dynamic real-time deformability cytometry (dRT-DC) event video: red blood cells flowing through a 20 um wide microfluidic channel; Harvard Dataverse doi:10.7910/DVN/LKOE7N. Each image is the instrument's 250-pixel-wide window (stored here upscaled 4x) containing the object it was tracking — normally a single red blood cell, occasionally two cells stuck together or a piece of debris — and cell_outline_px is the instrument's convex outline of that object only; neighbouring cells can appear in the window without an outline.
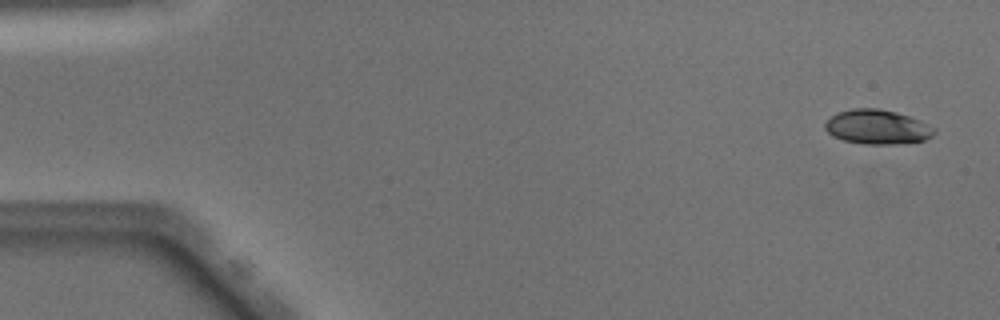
{"species": "Egyptian fruit bat (a non-hibernating species)", "species_latin": "Rousettus aegyptiacus", "temperature_condition": "warm", "stored_images_in_passage": 50, "camera_frame_rate_fps": 3000, "um_per_image_px": 0.085, "animal": {"sex": "male"}, "frame": {"image": 1, "passage_image": 2, "time_ms": 0.333, "image_size_px": [1000, 320], "cell_outline_px": [[936, 132], [932, 136], [924, 140], [896, 144], [864, 144], [844, 140], [832, 136], [824, 128], [824, 124], [832, 116], [840, 112], [852, 108], [880, 108], [896, 112], [920, 120], [936, 128]], "centroid_in_image_um": [74.58, 10.79], "position_along_channel_um": 10.4, "area_um2": 21.91}}
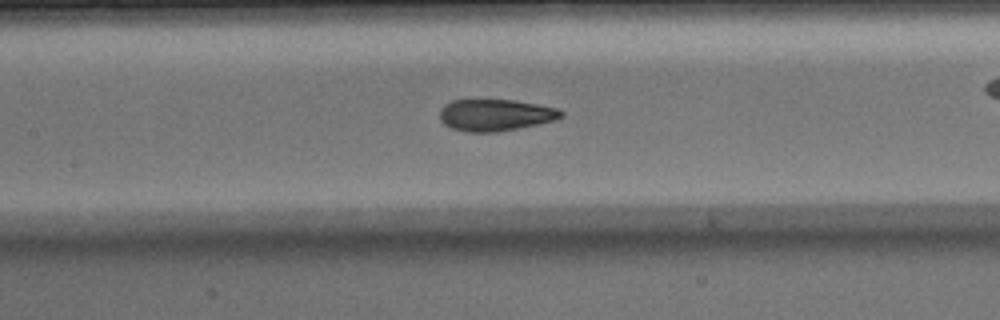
{"frame": {"image": 2, "passage_image": 23, "time_ms": 7.333, "image_size_px": [1000, 320], "cell_outline_px": [[564, 116], [556, 120], [496, 132], [464, 132], [452, 128], [444, 124], [440, 120], [440, 108], [444, 104], [452, 100], [512, 100], [560, 108], [564, 112]], "centroid_in_image_um": [42.1, 9.77], "position_along_channel_um": 165.3, "area_um2": 22.48}}
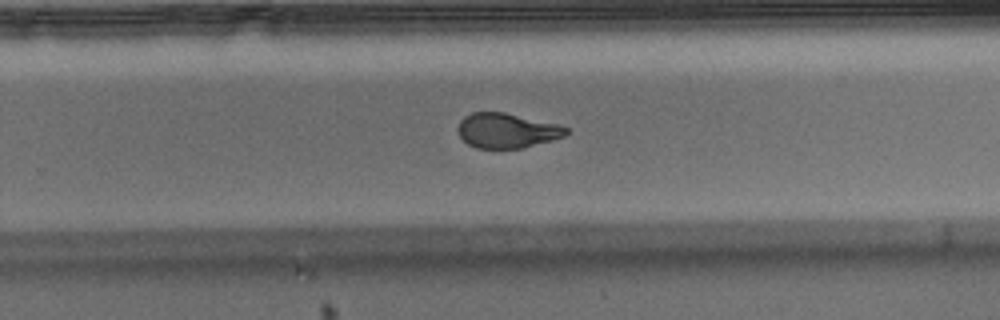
{"frame": {"image": 3, "passage_image": 32, "time_ms": 10.333, "image_size_px": [1000, 320], "cell_outline_px": [[568, 132], [564, 136], [552, 140], [520, 148], [476, 148], [468, 144], [460, 136], [456, 128], [460, 120], [464, 116], [472, 112], [504, 112], [560, 124], [568, 128]], "centroid_in_image_um": [43.07, 11.08], "position_along_channel_um": 286.7, "area_um2": 22.02}, "authors_computed_cell_mechanics": {"area_um2": 22.9755, "velocity_mm_per_s": 4.0638, "shape_relaxation_time_tau1_ms": 7.0677, "shape_relaxation_time_tau2_ms": 1.0878, "deformation_change_tau1": 0.24, "deformation_change_tau2": 0.068}}